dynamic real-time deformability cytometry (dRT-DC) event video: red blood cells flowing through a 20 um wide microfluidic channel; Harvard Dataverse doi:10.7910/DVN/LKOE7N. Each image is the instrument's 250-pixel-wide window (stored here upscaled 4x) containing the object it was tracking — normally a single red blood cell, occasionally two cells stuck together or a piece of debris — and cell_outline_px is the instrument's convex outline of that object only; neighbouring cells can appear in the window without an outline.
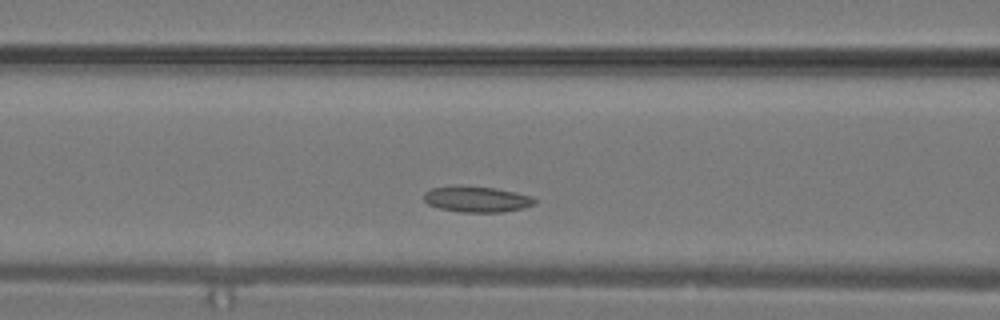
{"species": "common noctule bat (a hibernating species)", "species_latin": "Nyctalus noctula", "temperature_condition": "warm", "stored_images_in_passage": 27, "camera_frame_rate_fps": 3000, "um_per_image_px": 0.085, "animal": {"sex": "male", "body_mass_g": 19.2, "forearm_length_mm": 51.8}, "frame": {"image": 1, "passage_image": 8, "time_ms": 2.333, "image_size_px": [1000, 320], "cell_outline_px": [[536, 204], [524, 208], [500, 212], [460, 212], [440, 208], [428, 204], [424, 200], [424, 192], [432, 188], [496, 188], [532, 196], [536, 200]], "centroid_in_image_um": [40.59, 16.97], "position_along_channel_um": 126.0, "area_um2": 16.01}}
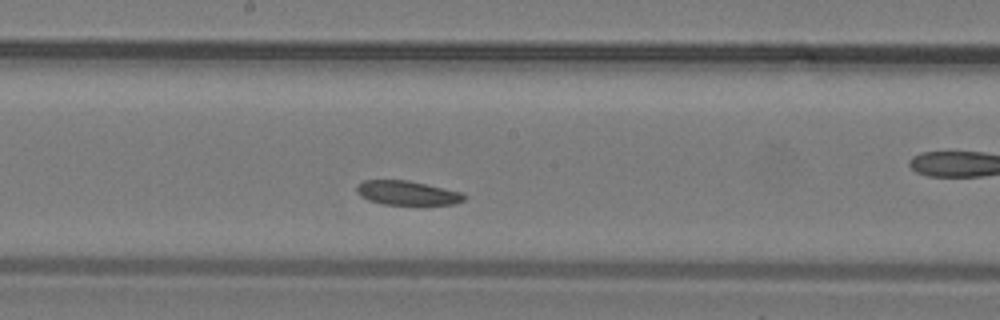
{"frame": {"image": 2, "passage_image": 12, "time_ms": 3.667, "image_size_px": [1000, 320], "cell_outline_px": [[468, 196], [464, 200], [452, 204], [384, 204], [368, 200], [360, 196], [356, 192], [356, 188], [364, 180], [408, 180], [460, 192]], "centroid_in_image_um": [34.59, 16.4], "position_along_channel_um": 213.6, "area_um2": 14.91}}